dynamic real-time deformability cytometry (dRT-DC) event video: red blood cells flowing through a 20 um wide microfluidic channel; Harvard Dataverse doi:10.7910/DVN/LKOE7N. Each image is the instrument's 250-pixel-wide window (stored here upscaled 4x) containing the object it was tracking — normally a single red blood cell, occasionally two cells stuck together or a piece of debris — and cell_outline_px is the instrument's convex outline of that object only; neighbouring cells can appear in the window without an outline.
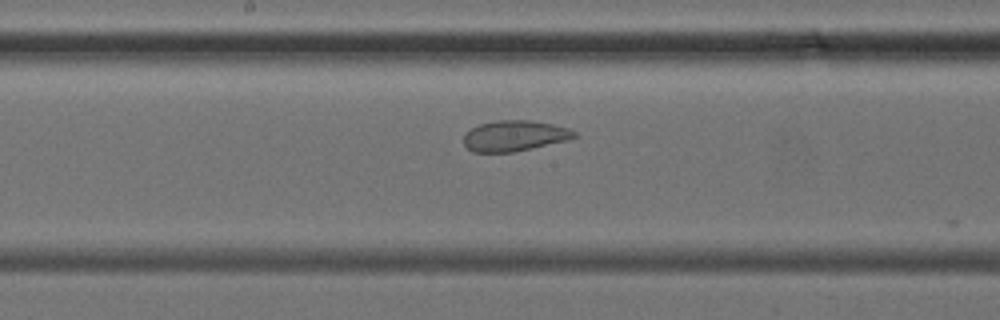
{"species": "common noctule bat (a hibernating species)", "species_latin": "Nyctalus noctula", "temperature_condition": "cold", "stored_images_in_passage": 10, "camera_frame_rate_fps": 3000, "um_per_image_px": 0.085, "animal": {"sex": "female", "body_mass_g": 24.6, "forearm_length_mm": 56.2}, "frame": {"image": 1, "passage_image": 9, "time_ms": 2.667, "image_size_px": [1000, 320], "cell_outline_px": [[580, 136], [568, 140], [532, 148], [512, 152], [472, 152], [464, 144], [464, 136], [472, 128], [480, 124], [496, 120], [532, 120], [552, 124], [568, 128], [576, 132]], "centroid_in_image_um": [43.77, 11.54], "position_along_channel_um": 204.4, "area_um2": 19.77}}